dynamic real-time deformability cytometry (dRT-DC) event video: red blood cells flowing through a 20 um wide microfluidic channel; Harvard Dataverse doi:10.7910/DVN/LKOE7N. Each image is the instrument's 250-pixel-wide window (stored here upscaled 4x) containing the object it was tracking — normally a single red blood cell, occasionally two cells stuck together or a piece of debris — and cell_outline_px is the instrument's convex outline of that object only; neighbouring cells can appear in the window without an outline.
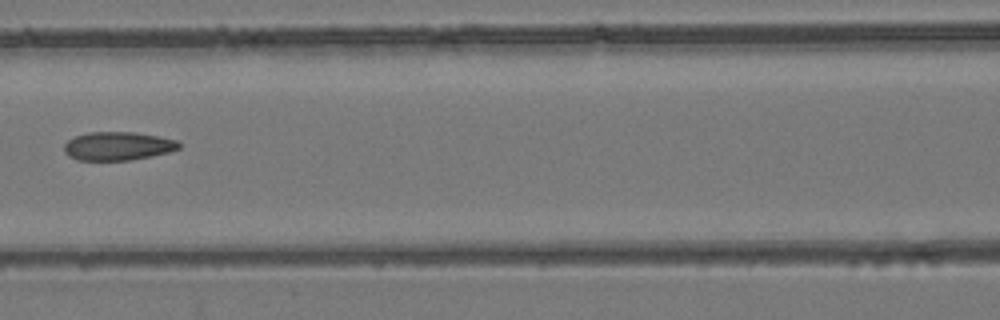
{"species": "common noctule bat (a hibernating species)", "species_latin": "Nyctalus noctula", "temperature_condition": "room temperature", "stored_images_in_passage": 9, "camera_frame_rate_fps": 3000, "um_per_image_px": 0.085, "animal": {"sex": "female", "body_mass_g": 24.6, "forearm_length_mm": 56.2}, "frame": {"image": 1, "passage_image": 8, "time_ms": 8.0, "image_size_px": [1000, 320], "cell_outline_px": [[180, 148], [168, 152], [128, 160], [76, 160], [68, 156], [64, 152], [64, 144], [68, 140], [76, 136], [88, 132], [136, 132], [160, 136], [176, 140], [180, 144]], "centroid_in_image_um": [9.99, 12.41], "position_along_channel_um": 156.6, "area_um2": 19.02}}
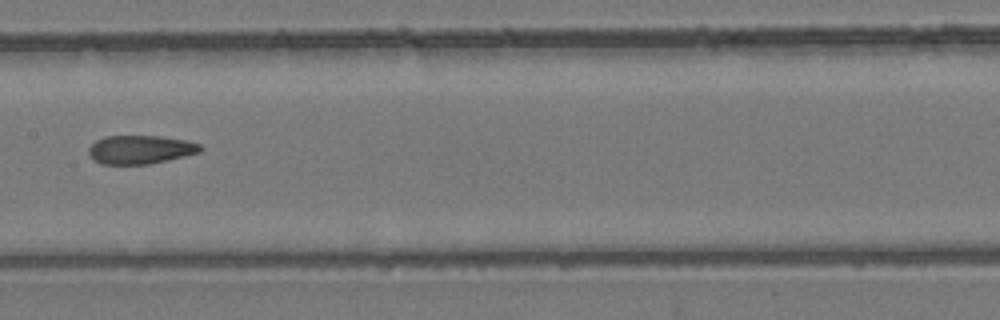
{"frame": {"image": 2, "passage_image": 9, "time_ms": 9.0, "image_size_px": [1000, 320], "cell_outline_px": [[204, 148], [200, 152], [184, 156], [148, 164], [100, 164], [92, 160], [88, 152], [88, 148], [96, 140], [104, 136], [160, 136], [184, 140], [200, 144]], "centroid_in_image_um": [11.89, 12.71], "position_along_channel_um": 195.5, "area_um2": 18.61}}